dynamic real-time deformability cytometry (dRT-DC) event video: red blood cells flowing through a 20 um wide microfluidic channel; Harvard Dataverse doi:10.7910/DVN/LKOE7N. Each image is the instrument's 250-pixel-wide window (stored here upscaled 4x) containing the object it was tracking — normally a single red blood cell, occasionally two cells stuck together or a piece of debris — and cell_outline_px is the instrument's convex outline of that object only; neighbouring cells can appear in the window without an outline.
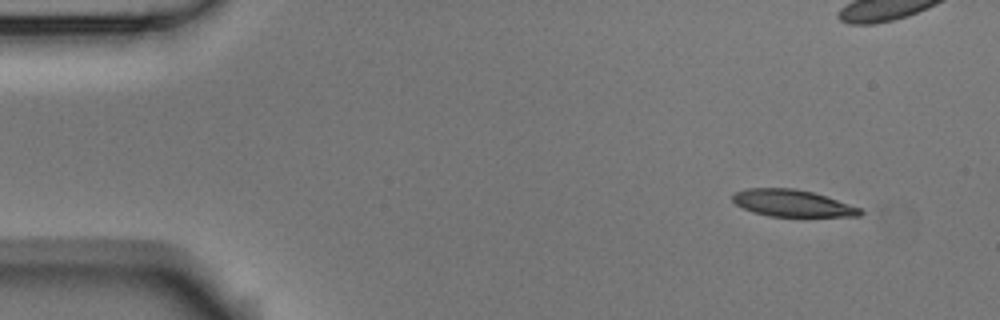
{"species": "Egyptian fruit bat (a non-hibernating species)", "species_latin": "Rousettus aegyptiacus", "temperature_condition": "room temperature", "stored_images_in_passage": 4, "camera_frame_rate_fps": 3000, "um_per_image_px": 0.085, "animal": {"sex": "male"}, "frame": {"image": 1, "passage_image": 1, "time_ms": 0.0, "image_size_px": [1000, 320], "cell_outline_px": [[864, 212], [860, 216], [768, 216], [752, 212], [736, 204], [732, 200], [732, 196], [736, 192], [748, 188], [796, 188], [812, 192], [860, 208]], "centroid_in_image_um": [67.32, 17.27], "position_along_channel_um": 17.7, "area_um2": 19.71}}
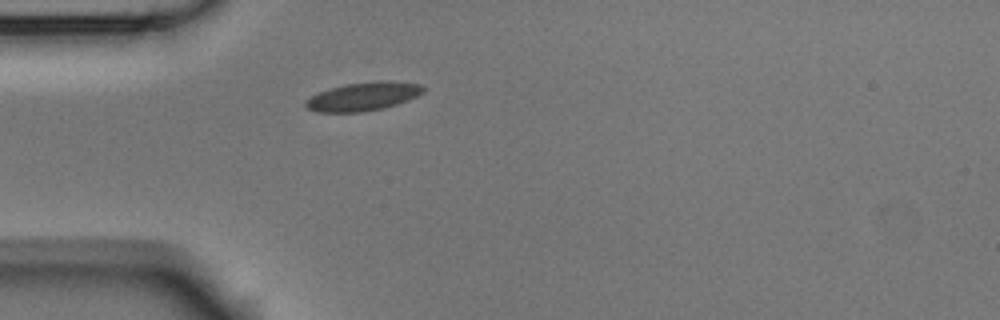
{"frame": {"image": 2, "passage_image": 4, "time_ms": 1.0, "image_size_px": [1000, 320], "cell_outline_px": [[424, 92], [408, 100], [384, 108], [360, 112], [316, 112], [308, 108], [304, 104], [304, 100], [320, 92], [344, 84], [376, 80], [392, 80], [420, 84], [424, 88]], "centroid_in_image_um": [30.89, 8.19], "position_along_channel_um": 54.1, "area_um2": 19.59}}